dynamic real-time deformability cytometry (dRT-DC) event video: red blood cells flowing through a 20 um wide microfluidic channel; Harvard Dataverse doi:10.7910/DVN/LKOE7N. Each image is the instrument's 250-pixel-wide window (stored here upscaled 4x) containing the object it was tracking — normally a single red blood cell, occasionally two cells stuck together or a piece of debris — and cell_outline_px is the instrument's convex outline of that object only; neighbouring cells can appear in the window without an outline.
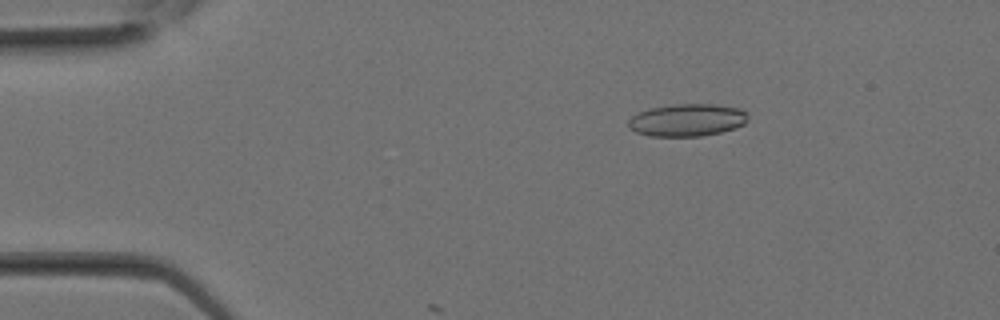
{"species": "Egyptian fruit bat (a non-hibernating species)", "species_latin": "Rousettus aegyptiacus", "temperature_condition": "room temperature", "stored_images_in_passage": 8, "camera_frame_rate_fps": 3000, "um_per_image_px": 0.085, "animal": {"sex": "female"}, "frame": {"image": 1, "passage_image": 5, "time_ms": 1.333, "image_size_px": [1000, 320], "cell_outline_px": [[748, 120], [744, 124], [736, 128], [720, 132], [700, 136], [652, 136], [636, 132], [628, 128], [628, 120], [632, 116], [640, 112], [652, 108], [672, 104], [716, 104], [740, 108], [748, 116]], "centroid_in_image_um": [58.42, 10.2], "position_along_channel_um": 26.6, "area_um2": 22.6}}